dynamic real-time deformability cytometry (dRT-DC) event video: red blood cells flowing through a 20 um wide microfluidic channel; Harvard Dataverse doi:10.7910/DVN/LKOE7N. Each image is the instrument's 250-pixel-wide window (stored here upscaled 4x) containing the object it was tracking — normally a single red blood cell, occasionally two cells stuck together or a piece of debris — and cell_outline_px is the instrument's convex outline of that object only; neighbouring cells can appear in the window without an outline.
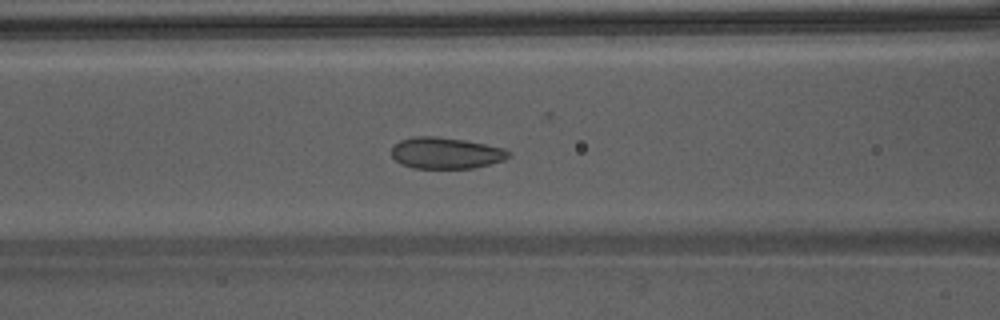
{"species": "Egyptian fruit bat (a non-hibernating species)", "species_latin": "Rousettus aegyptiacus", "temperature_condition": "warm", "stored_images_in_passage": 50, "camera_frame_rate_fps": 3000, "um_per_image_px": 0.085, "animal": {"sex": "male"}, "frame": {"image": 1, "passage_image": 23, "time_ms": 7.333, "image_size_px": [1000, 320], "cell_outline_px": [[512, 156], [504, 160], [472, 168], [412, 168], [400, 164], [392, 156], [392, 144], [400, 140], [412, 136], [436, 136], [464, 140], [504, 148], [512, 152]], "centroid_in_image_um": [37.88, 13.0], "position_along_channel_um": 128.7, "area_um2": 21.56}}
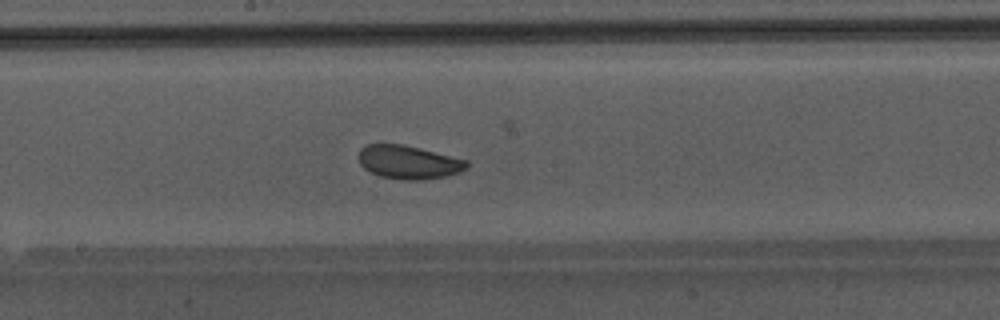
{"frame": {"image": 2, "passage_image": 29, "time_ms": 9.333, "image_size_px": [1000, 320], "cell_outline_px": [[468, 168], [460, 172], [444, 176], [420, 180], [404, 180], [380, 176], [364, 168], [360, 164], [356, 156], [360, 148], [368, 144], [404, 144], [468, 160]], "centroid_in_image_um": [34.7, 13.77], "position_along_channel_um": 213.5, "area_um2": 21.21}}
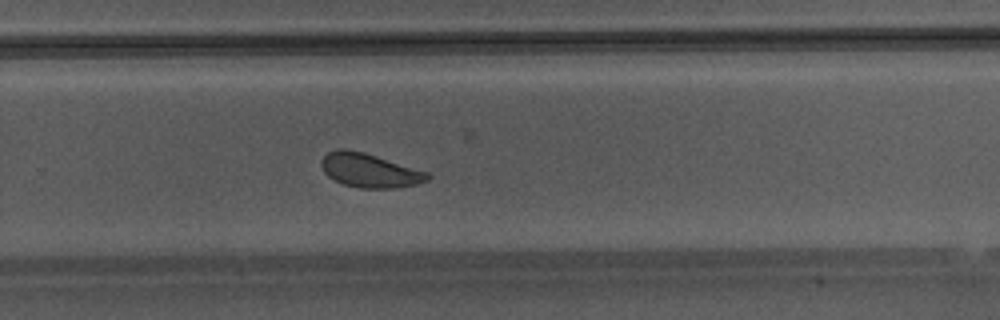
{"frame": {"image": 3, "passage_image": 35, "time_ms": 11.333, "image_size_px": [1000, 320], "cell_outline_px": [[432, 176], [428, 180], [416, 184], [396, 188], [360, 188], [344, 184], [328, 176], [324, 172], [320, 164], [320, 160], [328, 152], [336, 148], [344, 148], [364, 152], [428, 172]], "centroid_in_image_um": [31.4, 14.47], "position_along_channel_um": 298.4, "area_um2": 21.04}, "authors_computed_cell_mechanics": {"area_um2": 22.3975, "velocity_mm_per_s": 4.2557, "shape_relaxation_time_tau1_ms": 2.3618, "shape_relaxation_time_tau2_ms": 1.004, "deformation_change_tau1": 0.0622, "deformation_change_tau2": 0.0685}}